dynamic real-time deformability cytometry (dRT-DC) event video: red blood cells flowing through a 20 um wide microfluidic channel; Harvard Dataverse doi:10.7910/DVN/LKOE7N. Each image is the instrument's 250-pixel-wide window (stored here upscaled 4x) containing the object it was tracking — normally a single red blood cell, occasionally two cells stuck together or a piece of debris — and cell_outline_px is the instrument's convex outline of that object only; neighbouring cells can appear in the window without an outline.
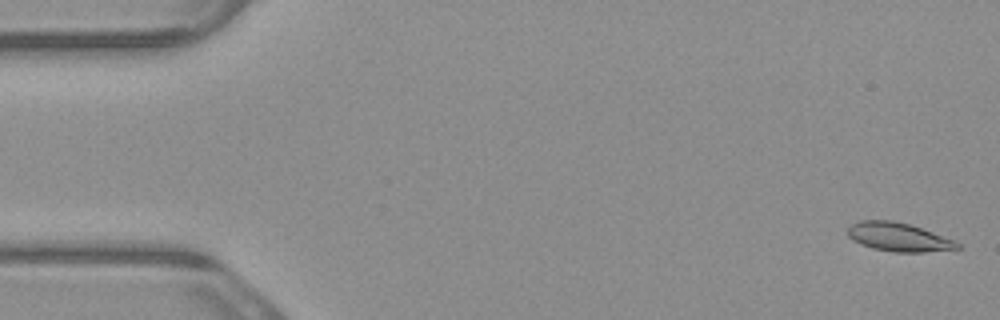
{"species": "common noctule bat (a hibernating species)", "species_latin": "Nyctalus noctula", "temperature_condition": "warm", "stored_images_in_passage": 6, "camera_frame_rate_fps": 3000, "um_per_image_px": 0.085, "animal": {"sex": "male", "body_mass_g": 23.1, "forearm_length_mm": 52.7}, "frame": {"image": 1, "passage_image": 1, "time_ms": 0.0, "image_size_px": [1000, 320], "cell_outline_px": [[960, 248], [924, 252], [896, 252], [872, 248], [860, 244], [852, 240], [848, 236], [848, 228], [852, 224], [860, 220], [892, 220], [908, 224], [956, 240], [960, 244]], "centroid_in_image_um": [76.36, 20.15], "position_along_channel_um": 8.6, "area_um2": 18.21}}
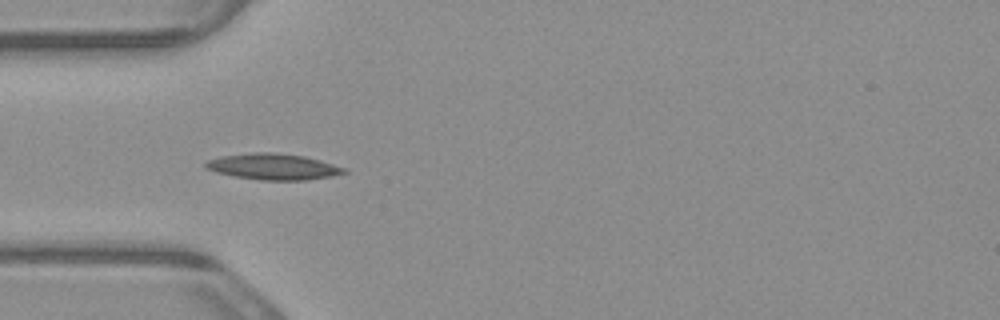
{"frame": {"image": 2, "passage_image": 5, "time_ms": 1.333, "image_size_px": [1000, 320], "cell_outline_px": [[348, 172], [332, 176], [308, 180], [260, 180], [236, 176], [216, 172], [204, 168], [204, 164], [208, 160], [220, 156], [252, 152], [272, 152], [304, 156], [320, 160], [348, 168]], "centroid_in_image_um": [23.25, 14.16], "position_along_channel_um": 61.8, "area_um2": 21.15}}
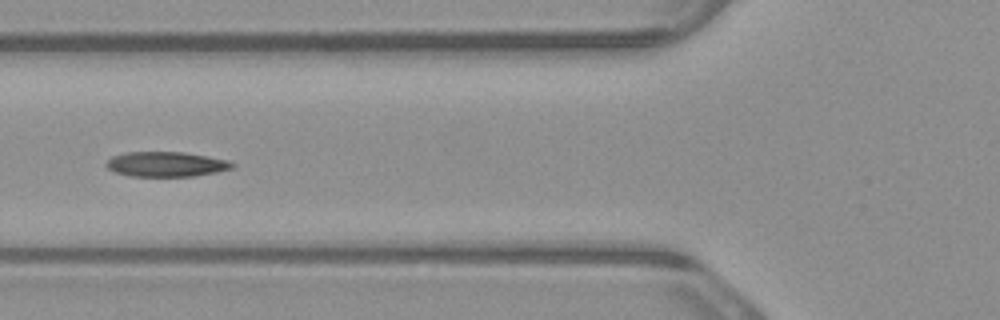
{"frame": {"image": 3, "passage_image": 6, "time_ms": 1.667, "image_size_px": [1000, 320], "cell_outline_px": [[236, 164], [232, 168], [216, 172], [192, 176], [132, 176], [116, 172], [108, 168], [104, 164], [112, 156], [124, 152], [184, 152], [208, 156], [228, 160]], "centroid_in_image_um": [14.12, 13.95], "position_along_channel_um": 111.7, "area_um2": 18.26}}